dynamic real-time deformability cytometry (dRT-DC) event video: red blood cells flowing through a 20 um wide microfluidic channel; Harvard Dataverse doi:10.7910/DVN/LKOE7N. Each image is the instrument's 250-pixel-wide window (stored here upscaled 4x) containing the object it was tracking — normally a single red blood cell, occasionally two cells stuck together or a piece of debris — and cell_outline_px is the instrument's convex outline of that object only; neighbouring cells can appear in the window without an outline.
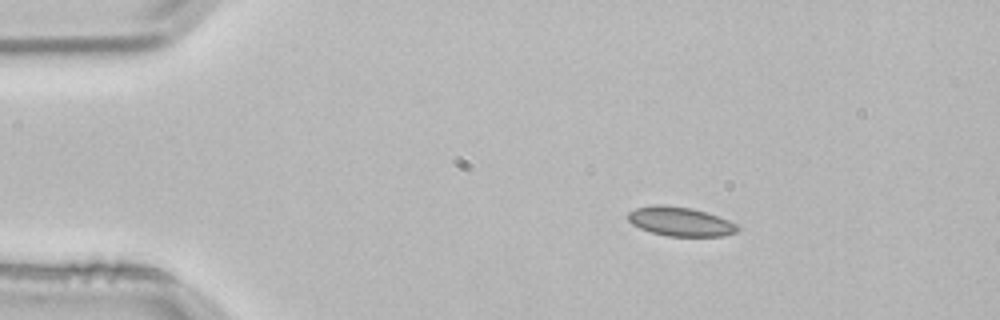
{"species": "common noctule bat (a hibernating species)", "species_latin": "Nyctalus noctula", "temperature_condition": "room temperature", "stored_images_in_passage": 2, "camera_frame_rate_fps": 3000, "um_per_image_px": 0.085, "animal": {"sex": "male", "body_mass_g": 21.5, "forearm_length_mm": 52.0}, "frame": {"image": 1, "passage_image": 1, "time_ms": 0.0, "image_size_px": [1000, 320], "cell_outline_px": [[740, 228], [736, 232], [724, 236], [668, 236], [652, 232], [640, 228], [632, 224], [628, 220], [628, 212], [636, 208], [652, 204], [664, 204], [692, 208], [708, 212], [728, 220], [736, 224]], "centroid_in_image_um": [57.82, 18.81], "position_along_channel_um": 27.2, "area_um2": 18.73}}